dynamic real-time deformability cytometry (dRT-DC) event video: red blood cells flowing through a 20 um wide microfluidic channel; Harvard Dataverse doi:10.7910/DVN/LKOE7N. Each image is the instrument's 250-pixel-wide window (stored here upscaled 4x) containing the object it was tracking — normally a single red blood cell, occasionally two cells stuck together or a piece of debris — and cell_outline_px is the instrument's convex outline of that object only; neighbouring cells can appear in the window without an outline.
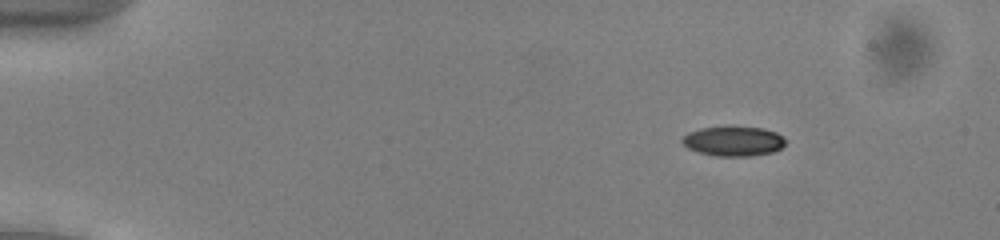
{"species": "common noctule bat (a hibernating species)", "species_latin": "Nyctalus noctula", "temperature_condition": "cold", "stored_images_in_passage": 54, "camera_frame_rate_fps": 3000, "um_per_image_px": 0.085, "animal": {"sex": "male", "body_mass_g": 13.0, "forearm_length_mm": 53.1}, "frame": {"image": 1, "passage_image": 8, "time_ms": 2.333, "image_size_px": [1000, 240], "cell_outline_px": [[784, 144], [780, 148], [772, 152], [752, 156], [716, 156], [700, 152], [688, 148], [680, 140], [688, 132], [700, 128], [732, 124], [764, 128], [776, 132], [784, 140]], "centroid_in_image_um": [62.31, 11.95], "position_along_channel_um": 22.7, "area_um2": 18.32}}
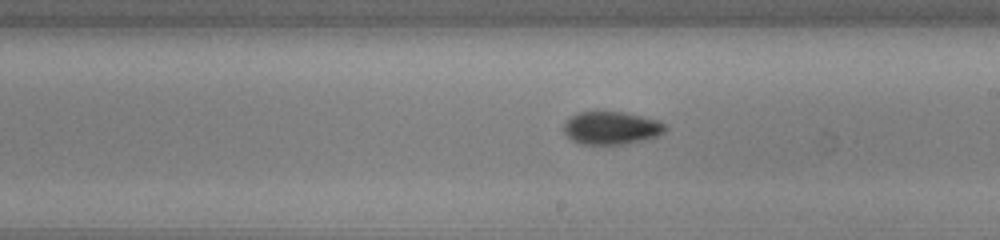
{"frame": {"image": 2, "passage_image": 32, "time_ms": 10.333, "image_size_px": [1000, 240], "cell_outline_px": [[668, 128], [660, 136], [644, 140], [624, 144], [580, 144], [572, 140], [564, 132], [564, 124], [576, 112], [624, 112], [656, 120], [664, 124]], "centroid_in_image_um": [51.98, 10.89], "position_along_channel_um": 237.0, "area_um2": 19.36}}
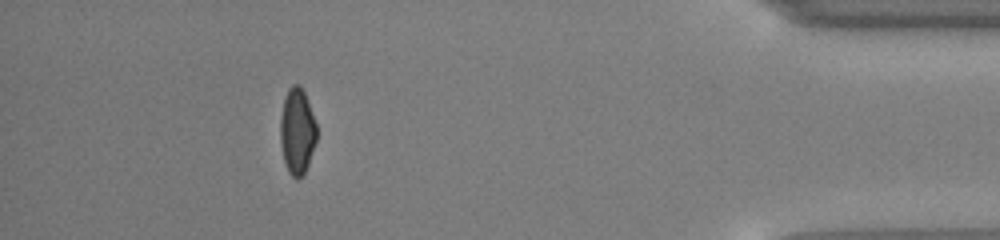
{"frame": {"image": 3, "passage_image": 49, "time_ms": 16.0, "image_size_px": [1000, 240], "cell_outline_px": [[316, 140], [308, 164], [304, 172], [296, 180], [288, 172], [284, 160], [280, 144], [280, 116], [284, 96], [288, 88], [292, 84], [300, 84], [304, 92], [316, 124]], "centroid_in_image_um": [25.23, 11.12], "position_along_channel_um": 410.0, "area_um2": 18.21}, "authors_computed_cell_mechanics": {"area_um2": 18.496, "velocity_mm_per_s": 3.9126, "shape_relaxation_time_tau1_ms": 6.3307, "shape_relaxation_time_tau2_ms": 3.3824, "deformation_change_tau1": 0.1215, "deformation_change_tau2": 0.0812}}